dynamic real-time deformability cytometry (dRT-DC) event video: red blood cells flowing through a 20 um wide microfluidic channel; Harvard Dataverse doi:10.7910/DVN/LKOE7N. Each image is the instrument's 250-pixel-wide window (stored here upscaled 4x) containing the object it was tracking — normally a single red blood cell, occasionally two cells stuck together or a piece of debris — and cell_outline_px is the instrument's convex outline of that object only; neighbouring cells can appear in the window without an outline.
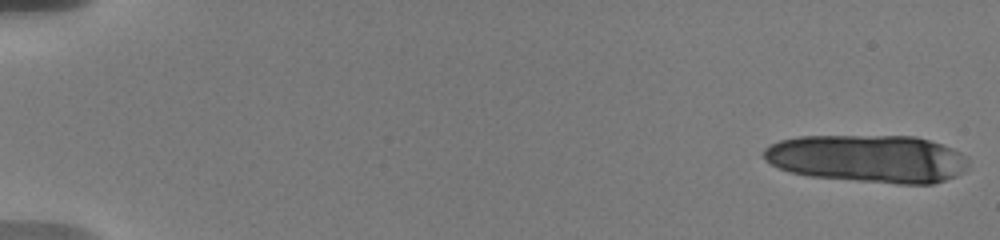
{"species": "human", "species_latin": "Homo sapiens", "temperature_condition": "warm", "stored_images_in_passage": 25, "camera_frame_rate_fps": 3000, "um_per_image_px": 0.085, "donor": {"sex": "male"}, "frame": {"image": 1, "passage_image": 1, "time_ms": 0.0, "image_size_px": [1000, 240], "cell_outline_px": [[968, 164], [964, 172], [956, 176], [932, 184], [896, 184], [808, 176], [788, 172], [764, 160], [760, 152], [764, 148], [780, 140], [796, 136], [916, 136], [944, 144], [968, 156]], "centroid_in_image_um": [73.77, 13.48], "position_along_channel_um": 11.2, "area_um2": 57.68}}